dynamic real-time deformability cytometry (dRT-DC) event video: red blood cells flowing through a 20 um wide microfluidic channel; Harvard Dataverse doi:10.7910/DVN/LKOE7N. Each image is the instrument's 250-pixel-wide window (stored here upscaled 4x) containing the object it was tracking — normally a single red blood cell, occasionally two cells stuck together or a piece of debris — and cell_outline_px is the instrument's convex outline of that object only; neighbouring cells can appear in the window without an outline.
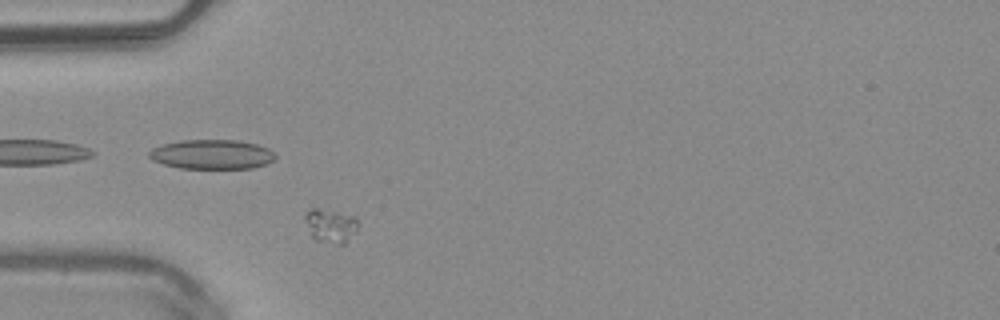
{"species": "common noctule bat (a hibernating species)", "species_latin": "Nyctalus noctula", "temperature_condition": "warm", "stored_images_in_passage": 40, "camera_frame_rate_fps": 3000, "um_per_image_px": 0.085, "animal": {"sex": "male", "body_mass_g": 20.4}, "frame": {"image": 1, "passage_image": 3, "time_ms": 0.667, "image_size_px": [1000, 320], "cell_outline_px": [[360, 224], [348, 240], [344, 244], [336, 244], [316, 240], [312, 236], [304, 216], [312, 208], [316, 208], [356, 216]], "centroid_in_image_um": [28.14, 19.19], "position_along_channel_um": 56.9, "area_um2": 10.23}}
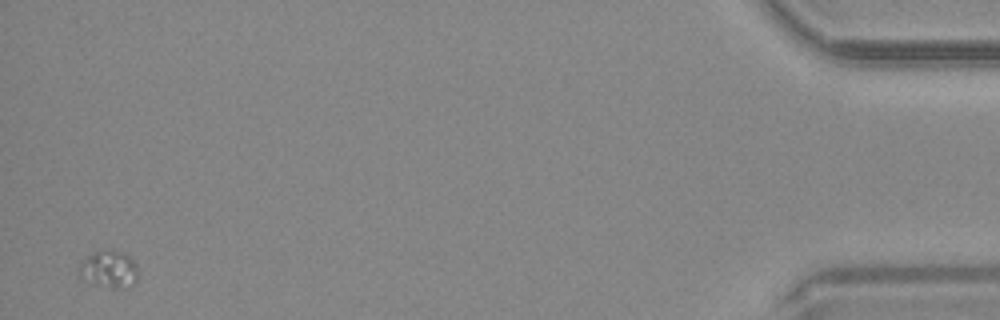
{"frame": {"image": 2, "passage_image": 39, "time_ms": 12.667, "image_size_px": [1000, 320], "cell_outline_px": [[136, 284], [128, 288], [112, 288], [92, 284], [80, 280], [76, 276], [76, 272], [80, 264], [92, 252], [112, 248], [124, 252], [136, 264]], "centroid_in_image_um": [9.2, 22.9], "position_along_channel_um": 426.0, "area_um2": 13.35}}